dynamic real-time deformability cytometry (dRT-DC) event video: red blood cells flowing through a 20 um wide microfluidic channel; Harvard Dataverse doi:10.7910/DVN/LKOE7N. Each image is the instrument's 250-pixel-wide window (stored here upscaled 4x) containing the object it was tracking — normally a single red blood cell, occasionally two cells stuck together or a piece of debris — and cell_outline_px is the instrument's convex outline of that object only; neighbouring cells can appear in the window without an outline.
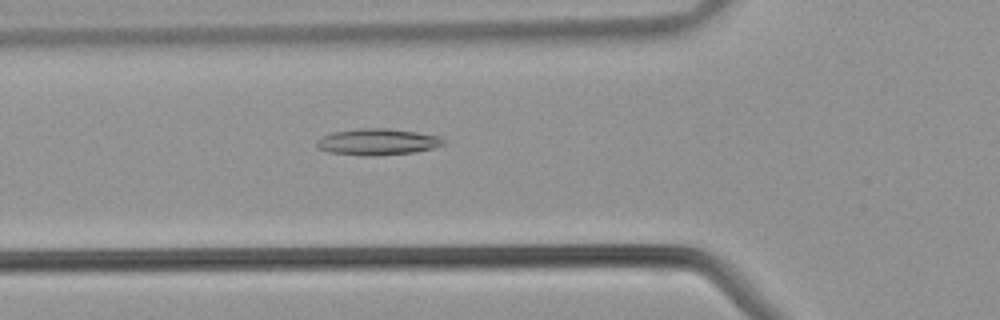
{"species": "common noctule bat (a hibernating species)", "species_latin": "Nyctalus noctula", "temperature_condition": "warm", "stored_images_in_passage": 28, "camera_frame_rate_fps": 3000, "um_per_image_px": 0.085, "animal": {"sex": "male", "body_mass_g": 21.5, "forearm_length_mm": 52.0}, "frame": {"image": 1, "passage_image": 5, "time_ms": 1.333, "image_size_px": [1000, 320], "cell_outline_px": [[444, 144], [432, 148], [412, 152], [372, 156], [360, 156], [328, 152], [320, 148], [316, 144], [316, 140], [332, 132], [360, 128], [388, 128], [416, 132], [440, 136], [444, 140]], "centroid_in_image_um": [32.07, 12.05], "position_along_channel_um": 93.7, "area_um2": 19.42}}
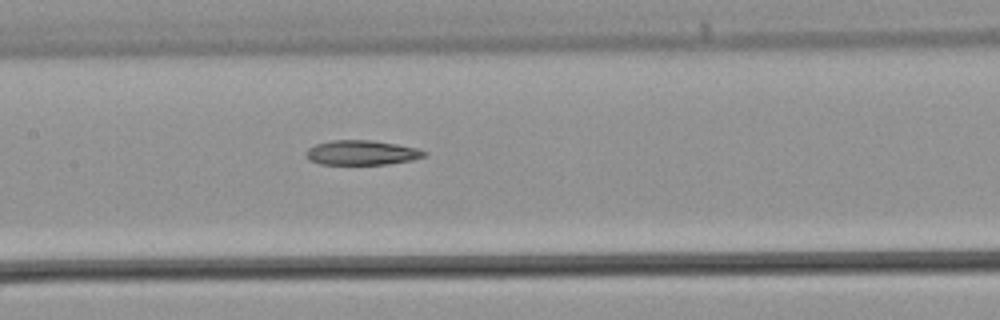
{"frame": {"image": 2, "passage_image": 10, "time_ms": 3.0, "image_size_px": [1000, 320], "cell_outline_px": [[428, 152], [424, 156], [412, 160], [388, 164], [320, 164], [308, 160], [304, 152], [308, 148], [316, 144], [332, 140], [372, 140], [396, 144], [416, 148]], "centroid_in_image_um": [30.71, 12.98], "position_along_channel_um": 176.7, "area_um2": 16.99}}
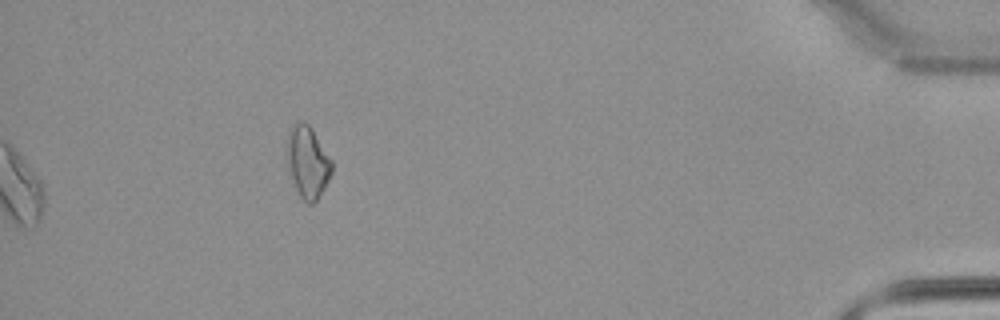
{"frame": {"image": 3, "passage_image": 28, "time_ms": 9.0, "image_size_px": [1000, 320], "cell_outline_px": [[332, 172], [324, 188], [316, 200], [312, 204], [308, 204], [300, 196], [292, 180], [288, 168], [288, 132], [292, 124], [296, 120], [300, 120], [308, 124], [312, 128], [332, 160]], "centroid_in_image_um": [26.16, 13.74], "position_along_channel_um": 409.0, "area_um2": 18.61}}